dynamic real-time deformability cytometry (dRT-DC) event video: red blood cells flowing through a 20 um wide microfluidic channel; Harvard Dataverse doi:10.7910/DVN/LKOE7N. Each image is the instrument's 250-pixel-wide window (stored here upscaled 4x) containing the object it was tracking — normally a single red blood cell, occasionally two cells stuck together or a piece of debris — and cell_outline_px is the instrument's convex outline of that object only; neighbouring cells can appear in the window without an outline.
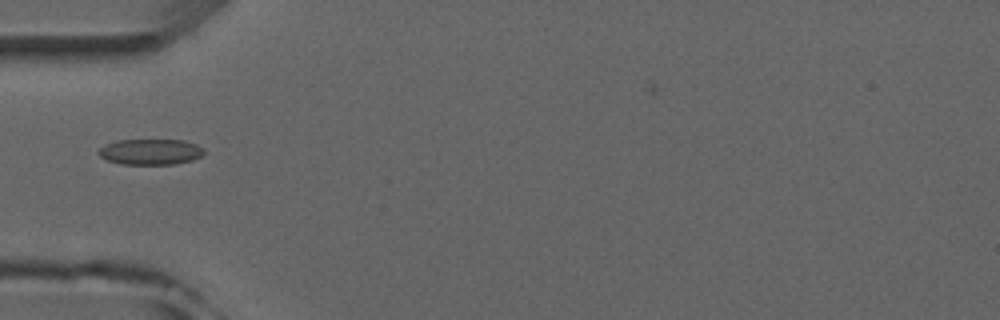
{"species": "common noctule bat (a hibernating species)", "species_latin": "Nyctalus noctula", "temperature_condition": "room temperature", "stored_images_in_passage": 3, "camera_frame_rate_fps": 3000, "um_per_image_px": 0.085, "animal": {"sex": "male", "forearm_length_mm": 52.5}, "frame": {"image": 1, "passage_image": 2, "time_ms": 1.0, "image_size_px": [1000, 320], "cell_outline_px": [[204, 152], [200, 156], [192, 160], [176, 164], [120, 164], [108, 160], [100, 156], [96, 152], [104, 144], [120, 140], [184, 140], [196, 144], [204, 148]], "centroid_in_image_um": [12.78, 12.9], "position_along_channel_um": 72.2, "area_um2": 15.84}}
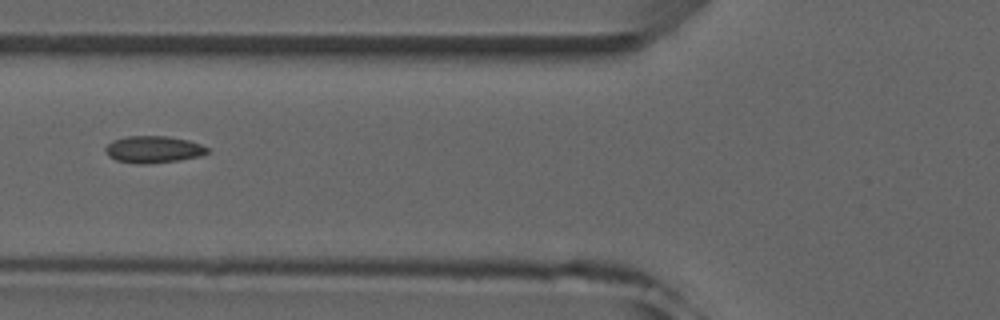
{"frame": {"image": 2, "passage_image": 3, "time_ms": 2.0, "image_size_px": [1000, 320], "cell_outline_px": [[208, 152], [200, 156], [180, 160], [144, 164], [140, 164], [116, 160], [108, 156], [104, 152], [104, 148], [112, 140], [128, 136], [168, 136], [188, 140], [200, 144], [208, 148]], "centroid_in_image_um": [13.01, 12.7], "position_along_channel_um": 112.8, "area_um2": 16.01}}